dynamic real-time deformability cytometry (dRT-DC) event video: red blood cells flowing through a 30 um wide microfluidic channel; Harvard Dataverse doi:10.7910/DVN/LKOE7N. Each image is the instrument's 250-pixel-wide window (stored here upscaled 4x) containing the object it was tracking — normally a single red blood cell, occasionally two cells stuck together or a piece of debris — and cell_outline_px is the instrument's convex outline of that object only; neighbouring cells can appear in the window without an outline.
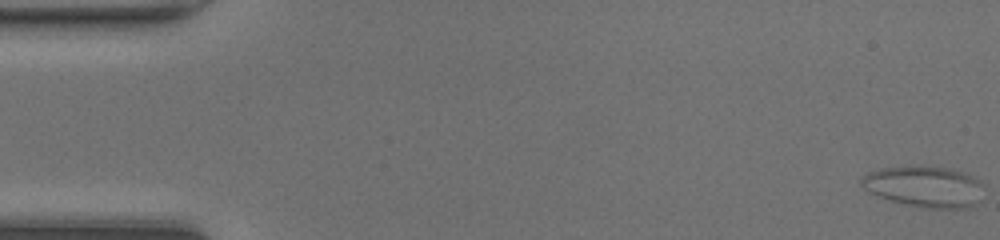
{"species": "common noctule bat (a hibernating species)", "species_latin": "Nyctalus noctula", "temperature_condition": "room temperature", "stored_images_in_passage": 49, "camera_frame_rate_fps": 3000, "um_per_image_px": 0.085, "animal": {"sex": "female", "body_mass_g": 20.0, "forearm_length_mm": 54.0}, "frame": {"image": 1, "passage_image": 1, "time_ms": 0.0, "image_size_px": [1000, 240], "cell_outline_px": [[984, 184], [976, 204], [968, 208], [920, 208], [904, 204], [868, 192], [860, 184], [860, 176], [868, 172], [880, 168], [944, 168], [960, 172], [972, 176], [980, 180]], "centroid_in_image_um": [78.55, 15.89], "position_along_channel_um": 6.4, "area_um2": 28.67}}
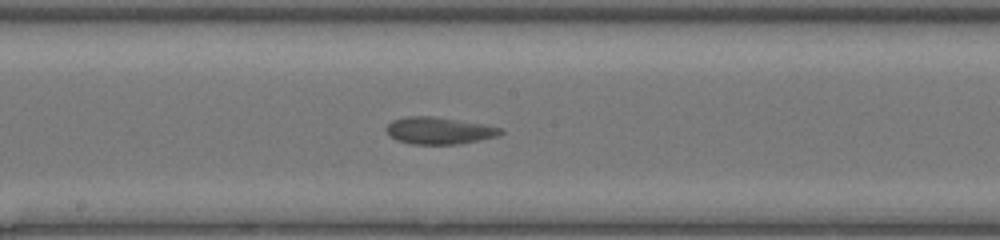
{"frame": {"image": 2, "passage_image": 26, "time_ms": 8.333, "image_size_px": [1000, 240], "cell_outline_px": [[504, 132], [500, 136], [460, 144], [412, 144], [396, 140], [388, 136], [384, 128], [392, 120], [408, 116], [432, 116], [484, 124], [500, 128]], "centroid_in_image_um": [37.3, 11.11], "position_along_channel_um": 210.9, "area_um2": 18.15}}
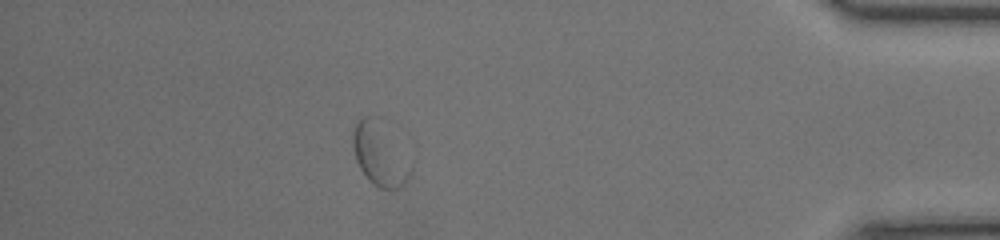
{"frame": {"image": 3, "passage_image": 43, "time_ms": 14.0, "image_size_px": [1000, 240], "cell_outline_px": [[416, 160], [412, 172], [396, 188], [380, 188], [368, 180], [360, 168], [356, 160], [352, 148], [352, 132], [356, 120], [364, 116], [380, 116]], "centroid_in_image_um": [32.36, 13.0], "position_along_channel_um": 402.8, "area_um2": 22.77}, "authors_computed_cell_mechanics": {"area_um2": 18.1492, "velocity_mm_per_s": 4.2373, "shape_relaxation_time_tau1_ms": 7.6438, "shape_relaxation_time_tau2_ms": 2.0384, "deformation_change_tau1": 0.1342, "deformation_change_tau2": 0.0844}}